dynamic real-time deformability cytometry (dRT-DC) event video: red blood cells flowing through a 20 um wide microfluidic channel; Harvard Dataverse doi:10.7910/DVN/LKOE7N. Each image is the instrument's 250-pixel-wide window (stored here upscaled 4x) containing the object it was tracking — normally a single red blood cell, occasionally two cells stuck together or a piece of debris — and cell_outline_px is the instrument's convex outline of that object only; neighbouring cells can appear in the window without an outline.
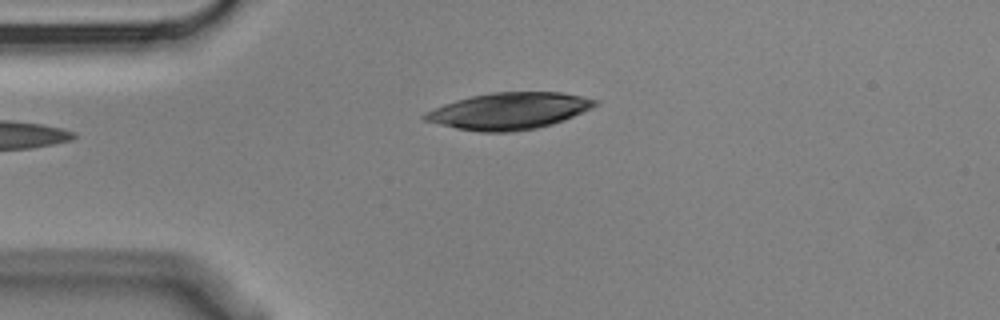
{"species": "Egyptian fruit bat (a non-hibernating species)", "species_latin": "Rousettus aegyptiacus", "temperature_condition": "cold", "stored_images_in_passage": 4, "camera_frame_rate_fps": 3000, "um_per_image_px": 0.085, "animal": {"sex": "male"}, "frame": {"image": 1, "passage_image": 4, "time_ms": 1.0, "image_size_px": [1000, 320], "cell_outline_px": [[596, 104], [564, 120], [552, 124], [536, 128], [512, 132], [480, 132], [456, 128], [424, 120], [420, 116], [424, 112], [444, 104], [456, 100], [472, 96], [492, 92], [560, 92], [580, 96], [596, 100]], "centroid_in_image_um": [43.19, 9.44], "position_along_channel_um": 41.8, "area_um2": 35.95}}